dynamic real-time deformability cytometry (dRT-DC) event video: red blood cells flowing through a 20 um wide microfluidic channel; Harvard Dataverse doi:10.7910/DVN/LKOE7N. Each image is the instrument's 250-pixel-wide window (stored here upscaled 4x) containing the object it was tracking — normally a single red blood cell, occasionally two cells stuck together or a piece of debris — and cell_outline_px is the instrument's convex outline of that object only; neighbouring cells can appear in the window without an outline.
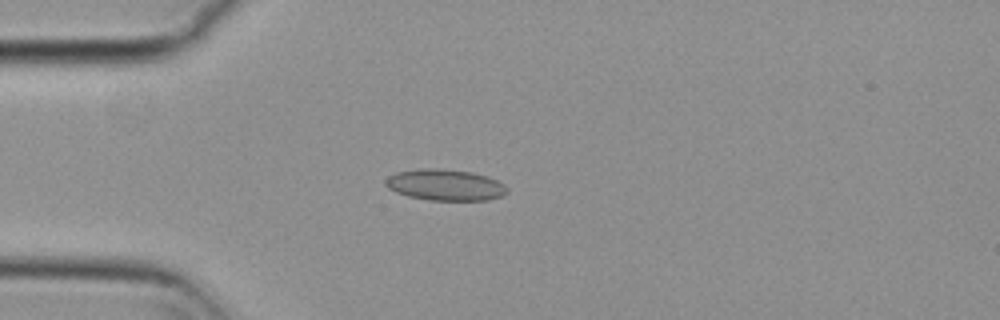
{"species": "common noctule bat (a hibernating species)", "species_latin": "Nyctalus noctula", "temperature_condition": "cold", "stored_images_in_passage": 51, "camera_frame_rate_fps": 3000, "um_per_image_px": 0.085, "animal": {"sex": "female", "body_mass_g": 29.2, "forearm_length_mm": 56.3}, "frame": {"image": 1, "passage_image": 11, "time_ms": 3.333, "image_size_px": [1000, 320], "cell_outline_px": [[508, 192], [500, 196], [488, 200], [428, 200], [408, 196], [396, 192], [388, 188], [384, 184], [384, 180], [388, 176], [396, 172], [424, 168], [440, 168], [472, 172], [488, 176], [504, 184], [508, 188]], "centroid_in_image_um": [37.83, 15.71], "position_along_channel_um": 47.2, "area_um2": 22.25}}
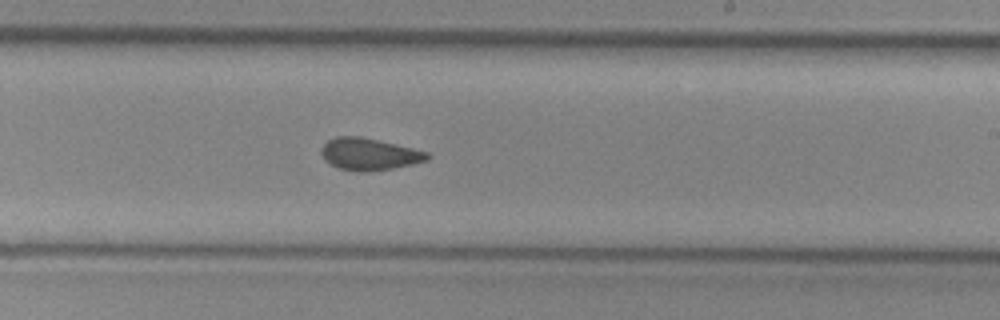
{"frame": {"image": 2, "passage_image": 29, "time_ms": 9.333, "image_size_px": [1000, 320], "cell_outline_px": [[432, 156], [428, 160], [412, 164], [392, 168], [368, 172], [356, 172], [340, 168], [324, 160], [320, 152], [320, 148], [328, 140], [336, 136], [360, 136], [412, 148], [428, 152]], "centroid_in_image_um": [31.37, 13.1], "position_along_channel_um": 257.6, "area_um2": 19.77}}
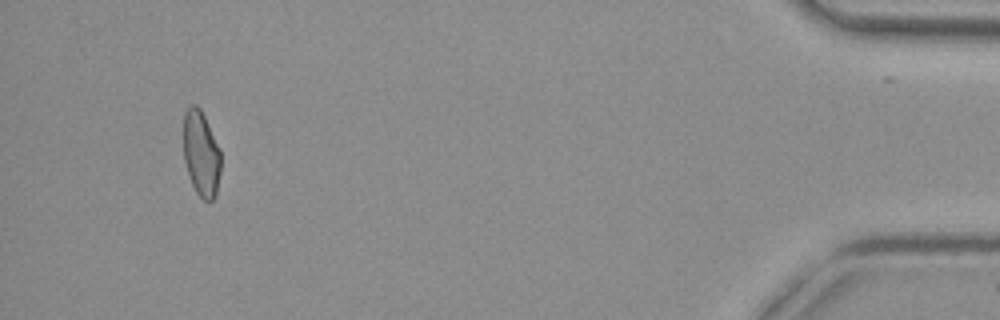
{"frame": {"image": 3, "passage_image": 48, "time_ms": 15.667, "image_size_px": [1000, 320], "cell_outline_px": [[220, 172], [216, 196], [212, 200], [204, 200], [196, 192], [192, 184], [184, 160], [184, 112], [192, 104], [196, 104], [200, 108], [204, 116], [220, 152]], "centroid_in_image_um": [17.09, 13.07], "position_along_channel_um": 418.1, "area_um2": 18.26}, "authors_computed_cell_mechanics": {"area_um2": 19.7098, "velocity_mm_per_s": 3.7619, "shape_relaxation_time_tau1_ms": null, "shape_relaxation_time_tau2_ms": 2.7435, "deformation_change_tau1": null, "deformation_change_tau2": 0.0782}}